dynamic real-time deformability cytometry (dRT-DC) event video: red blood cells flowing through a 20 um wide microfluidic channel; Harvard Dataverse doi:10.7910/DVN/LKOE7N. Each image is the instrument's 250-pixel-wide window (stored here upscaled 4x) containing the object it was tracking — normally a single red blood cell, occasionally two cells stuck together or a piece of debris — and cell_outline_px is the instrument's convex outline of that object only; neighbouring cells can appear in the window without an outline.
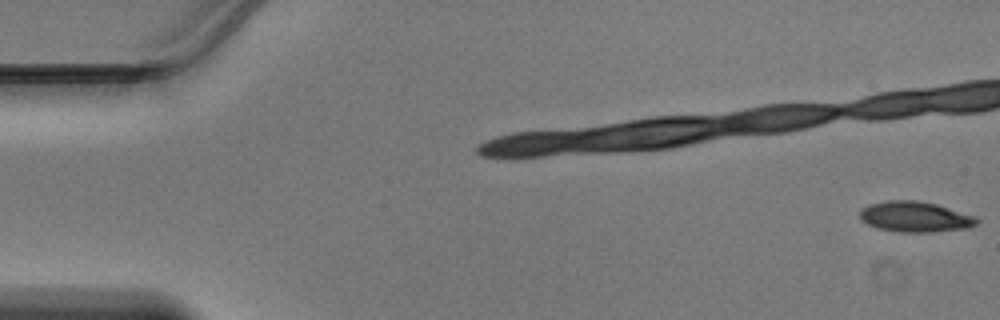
{"species": "Egyptian fruit bat (a non-hibernating species)", "species_latin": "Rousettus aegyptiacus", "temperature_condition": "warm", "stored_images_in_passage": 18, "camera_frame_rate_fps": 3000, "um_per_image_px": 0.085, "animal": {"sex": "male"}, "frame": {"image": 1, "passage_image": 1, "time_ms": 0.0, "image_size_px": [1000, 320], "cell_outline_px": [[980, 220], [976, 224], [968, 228], [932, 232], [896, 232], [876, 228], [860, 220], [860, 208], [868, 204], [888, 200], [920, 200], [936, 204], [976, 216]], "centroid_in_image_um": [77.76, 18.42], "position_along_channel_um": 7.2, "area_um2": 21.1}}